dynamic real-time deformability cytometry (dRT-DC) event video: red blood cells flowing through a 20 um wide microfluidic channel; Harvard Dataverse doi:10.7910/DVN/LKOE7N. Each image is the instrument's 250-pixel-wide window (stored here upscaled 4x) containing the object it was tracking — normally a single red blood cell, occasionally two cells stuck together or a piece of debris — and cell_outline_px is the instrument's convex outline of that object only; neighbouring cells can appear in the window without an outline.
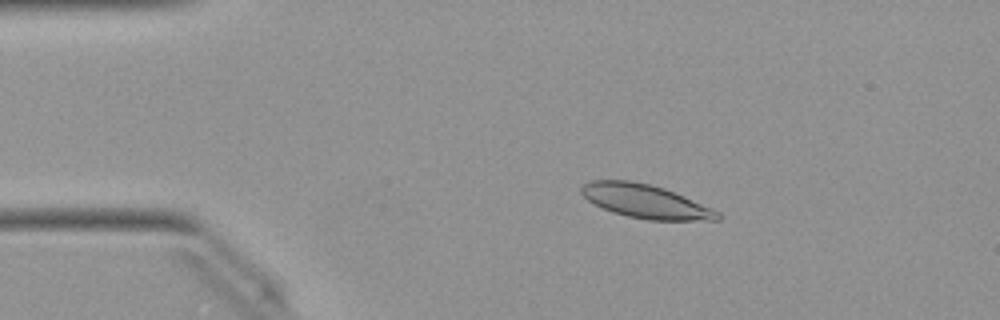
{"species": "Egyptian fruit bat (a non-hibernating species)", "species_latin": "Rousettus aegyptiacus", "temperature_condition": "warm", "stored_images_in_passage": 45, "camera_frame_rate_fps": 3000, "um_per_image_px": 0.085, "animal": {"sex": "female"}, "frame": {"image": 1, "passage_image": 4, "time_ms": 1.0, "image_size_px": [1000, 320], "cell_outline_px": [[724, 216], [720, 220], [648, 220], [628, 216], [612, 212], [588, 200], [580, 192], [580, 188], [584, 184], [592, 180], [628, 180], [648, 184], [664, 188], [712, 208], [720, 212]], "centroid_in_image_um": [54.89, 17.12], "position_along_channel_um": 30.1, "area_um2": 26.53}}
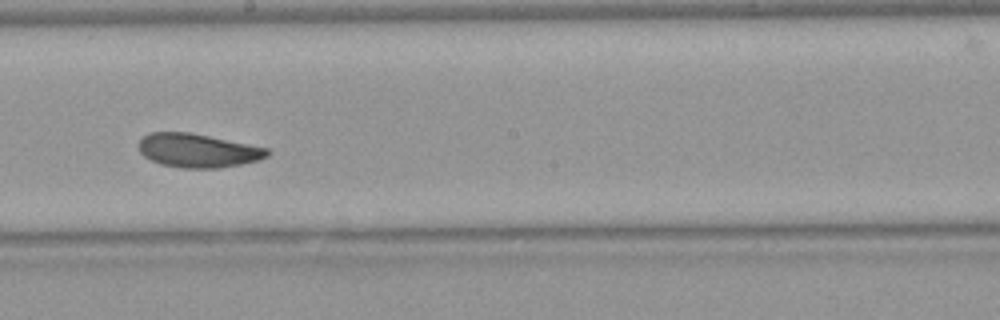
{"frame": {"image": 2, "passage_image": 23, "time_ms": 7.333, "image_size_px": [1000, 320], "cell_outline_px": [[272, 152], [268, 156], [260, 160], [240, 164], [216, 168], [180, 168], [160, 164], [144, 156], [140, 152], [140, 140], [144, 136], [152, 132], [188, 132], [268, 148]], "centroid_in_image_um": [16.84, 12.8], "position_along_channel_um": 231.4, "area_um2": 25.09}}
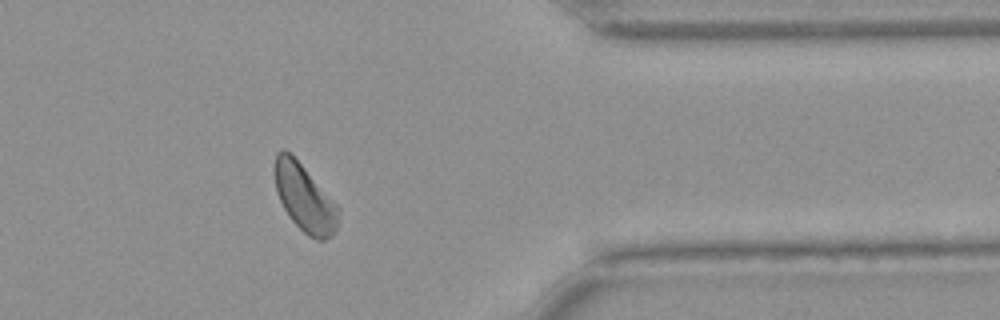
{"frame": {"image": 3, "passage_image": 36, "time_ms": 11.667, "image_size_px": [1000, 320], "cell_outline_px": [[340, 212], [336, 228], [332, 236], [324, 240], [316, 240], [308, 236], [292, 220], [284, 208], [276, 192], [272, 168], [276, 152], [280, 148], [284, 148], [304, 168], [340, 208]], "centroid_in_image_um": [25.85, 16.82], "position_along_channel_um": 385.5, "area_um2": 24.97}, "authors_computed_cell_mechanics": {"area_um2": 25.6632, "velocity_mm_per_s": 3.9882, "shape_relaxation_time_tau1_ms": 3.9032, "shape_relaxation_time_tau2_ms": 2.1057, "deformation_change_tau1": 0.1087, "deformation_change_tau2": 0.0689}}